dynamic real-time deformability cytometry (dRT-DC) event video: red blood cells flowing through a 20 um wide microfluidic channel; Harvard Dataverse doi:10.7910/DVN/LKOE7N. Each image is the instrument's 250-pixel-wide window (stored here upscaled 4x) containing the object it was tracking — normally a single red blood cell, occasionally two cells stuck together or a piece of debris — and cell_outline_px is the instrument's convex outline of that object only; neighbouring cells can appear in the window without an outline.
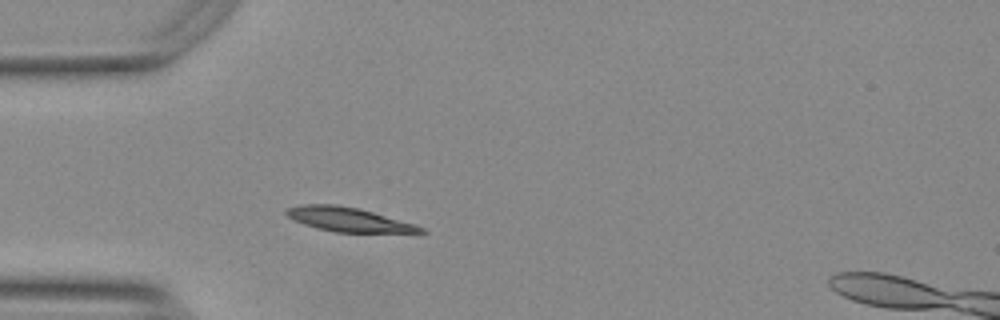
{"species": "Egyptian fruit bat (a non-hibernating species)", "species_latin": "Rousettus aegyptiacus", "temperature_condition": "warm", "stored_images_in_passage": 7, "camera_frame_rate_fps": 3000, "um_per_image_px": 0.085, "animal": {"sex": "female"}, "frame": {"image": 1, "passage_image": 1, "time_ms": 0.0, "image_size_px": [1000, 320], "cell_outline_px": [[428, 232], [332, 232], [316, 228], [292, 220], [284, 212], [284, 208], [300, 204], [336, 204], [356, 208], [372, 212], [416, 224], [424, 228]], "centroid_in_image_um": [29.54, 18.65], "position_along_channel_um": 55.5, "area_um2": 18.9}}
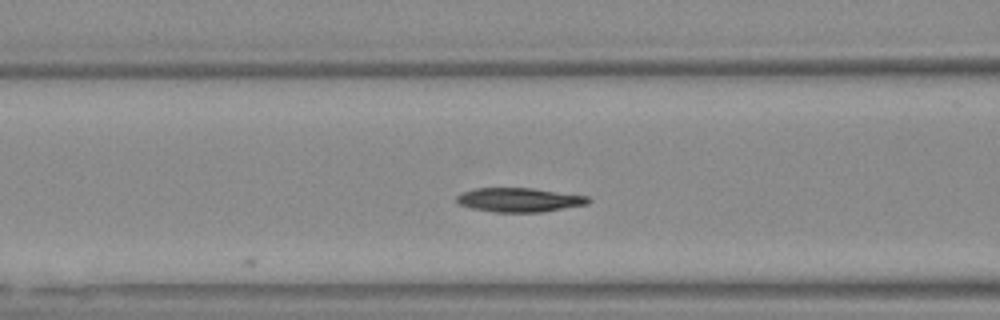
{"frame": {"image": 2, "passage_image": 7, "time_ms": 2.0, "image_size_px": [1000, 320], "cell_outline_px": [[592, 200], [588, 204], [540, 212], [492, 212], [472, 208], [460, 204], [456, 200], [456, 196], [464, 192], [476, 188], [532, 188], [588, 196]], "centroid_in_image_um": [44.15, 16.99], "position_along_channel_um": 122.4, "area_um2": 18.38}}